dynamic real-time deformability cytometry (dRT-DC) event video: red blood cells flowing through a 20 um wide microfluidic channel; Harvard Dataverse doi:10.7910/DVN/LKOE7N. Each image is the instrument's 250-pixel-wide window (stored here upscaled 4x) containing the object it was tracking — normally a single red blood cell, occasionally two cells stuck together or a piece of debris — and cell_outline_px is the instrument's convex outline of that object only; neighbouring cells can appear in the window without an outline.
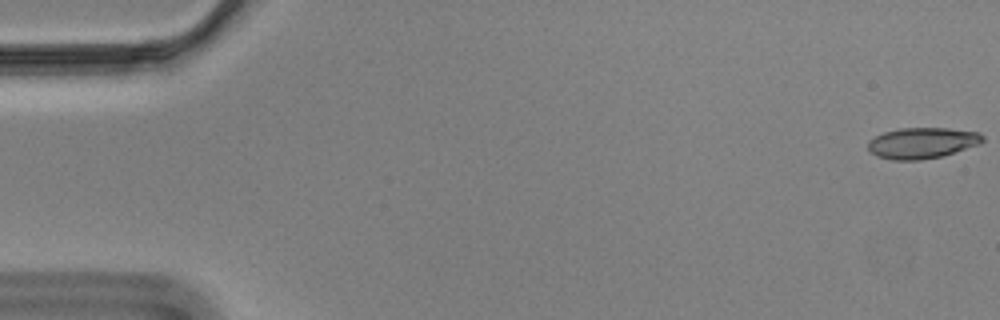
{"species": "Egyptian fruit bat (a non-hibernating species)", "species_latin": "Rousettus aegyptiacus", "temperature_condition": "cold", "stored_images_in_passage": 58, "camera_frame_rate_fps": 3000, "um_per_image_px": 0.085, "animal": {"sex": "male"}, "frame": {"image": 1, "passage_image": 1, "time_ms": 0.0, "image_size_px": [1000, 320], "cell_outline_px": [[984, 140], [980, 144], [940, 156], [920, 160], [892, 160], [876, 156], [868, 148], [868, 140], [884, 132], [900, 128], [948, 128], [980, 132], [984, 136]], "centroid_in_image_um": [78.38, 12.14], "position_along_channel_um": 6.6, "area_um2": 20.63}}
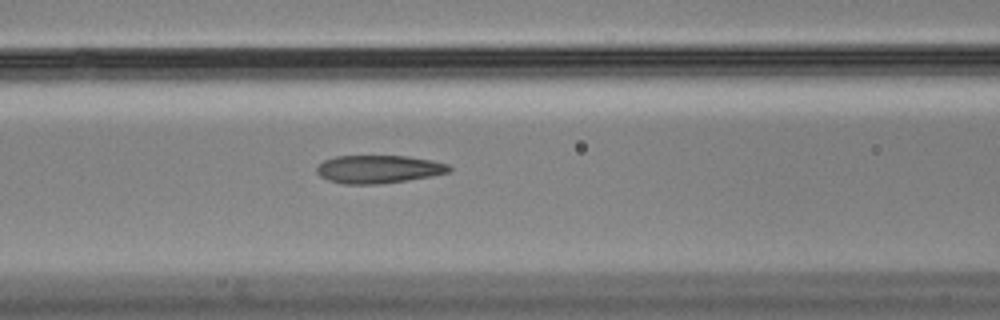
{"frame": {"image": 2, "passage_image": 24, "time_ms": 7.667, "image_size_px": [1000, 320], "cell_outline_px": [[452, 172], [432, 176], [380, 184], [344, 184], [328, 180], [320, 176], [316, 172], [316, 168], [324, 160], [336, 156], [408, 156], [432, 160], [448, 164], [452, 168]], "centroid_in_image_um": [32.2, 14.38], "position_along_channel_um": 134.4, "area_um2": 21.73}}
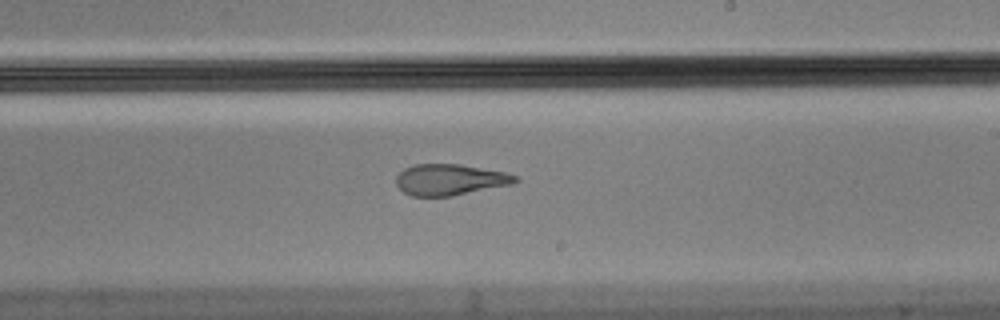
{"frame": {"image": 3, "passage_image": 34, "time_ms": 11.0, "image_size_px": [1000, 320], "cell_outline_px": [[520, 180], [512, 184], [452, 196], [412, 196], [404, 192], [396, 184], [396, 176], [404, 168], [416, 164], [460, 164], [504, 172], [516, 176]], "centroid_in_image_um": [38.23, 15.27], "position_along_channel_um": 250.8, "area_um2": 21.5}}